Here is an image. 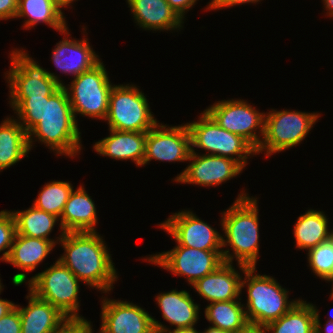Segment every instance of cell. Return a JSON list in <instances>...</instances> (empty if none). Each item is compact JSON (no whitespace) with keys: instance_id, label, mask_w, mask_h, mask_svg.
Returning a JSON list of instances; mask_svg holds the SVG:
<instances>
[{"instance_id":"6da1fadb","label":"cell","mask_w":333,"mask_h":333,"mask_svg":"<svg viewBox=\"0 0 333 333\" xmlns=\"http://www.w3.org/2000/svg\"><path fill=\"white\" fill-rule=\"evenodd\" d=\"M9 99L11 108L17 114L16 120L28 133L30 150L34 137L35 141L49 146L59 155L76 157L80 153L81 133L64 86L49 97Z\"/></svg>"},{"instance_id":"7a4b0ae2","label":"cell","mask_w":333,"mask_h":333,"mask_svg":"<svg viewBox=\"0 0 333 333\" xmlns=\"http://www.w3.org/2000/svg\"><path fill=\"white\" fill-rule=\"evenodd\" d=\"M64 253L58 259L83 283L103 293L118 279L105 241L96 232H65L59 241Z\"/></svg>"},{"instance_id":"3957f363","label":"cell","mask_w":333,"mask_h":333,"mask_svg":"<svg viewBox=\"0 0 333 333\" xmlns=\"http://www.w3.org/2000/svg\"><path fill=\"white\" fill-rule=\"evenodd\" d=\"M256 199L242 191L233 205L221 213V226L226 236L222 237V247L228 245L233 250V254L230 249L222 250L224 262L233 263L235 258L238 264L256 267L260 237Z\"/></svg>"},{"instance_id":"277c9868","label":"cell","mask_w":333,"mask_h":333,"mask_svg":"<svg viewBox=\"0 0 333 333\" xmlns=\"http://www.w3.org/2000/svg\"><path fill=\"white\" fill-rule=\"evenodd\" d=\"M245 274L241 280V289L247 287L246 319L250 327L263 328L288 312L300 299L288 300L287 289L273 277L254 273L256 267L237 264ZM247 309V310H246Z\"/></svg>"},{"instance_id":"5b68a950","label":"cell","mask_w":333,"mask_h":333,"mask_svg":"<svg viewBox=\"0 0 333 333\" xmlns=\"http://www.w3.org/2000/svg\"><path fill=\"white\" fill-rule=\"evenodd\" d=\"M79 282L59 259L28 280L29 291L58 308L68 318H82L79 310Z\"/></svg>"},{"instance_id":"8992f818","label":"cell","mask_w":333,"mask_h":333,"mask_svg":"<svg viewBox=\"0 0 333 333\" xmlns=\"http://www.w3.org/2000/svg\"><path fill=\"white\" fill-rule=\"evenodd\" d=\"M318 117L319 113L270 110L265 113L264 134L256 154L266 151V156L269 157L272 153L297 146L305 139Z\"/></svg>"},{"instance_id":"52a82bcc","label":"cell","mask_w":333,"mask_h":333,"mask_svg":"<svg viewBox=\"0 0 333 333\" xmlns=\"http://www.w3.org/2000/svg\"><path fill=\"white\" fill-rule=\"evenodd\" d=\"M67 90L71 108L77 114L105 120L108 113L110 93L114 85L109 80L103 62L73 78Z\"/></svg>"},{"instance_id":"ba28073f","label":"cell","mask_w":333,"mask_h":333,"mask_svg":"<svg viewBox=\"0 0 333 333\" xmlns=\"http://www.w3.org/2000/svg\"><path fill=\"white\" fill-rule=\"evenodd\" d=\"M149 107L146 96L134 84L114 85L105 121L109 129L148 132L158 123Z\"/></svg>"},{"instance_id":"9c48e42d","label":"cell","mask_w":333,"mask_h":333,"mask_svg":"<svg viewBox=\"0 0 333 333\" xmlns=\"http://www.w3.org/2000/svg\"><path fill=\"white\" fill-rule=\"evenodd\" d=\"M186 124L190 132L191 149L197 147L207 150V155L231 158L243 168L248 163L247 158L256 155V149L247 140L221 128L205 111L200 114L197 122Z\"/></svg>"},{"instance_id":"30bf717a","label":"cell","mask_w":333,"mask_h":333,"mask_svg":"<svg viewBox=\"0 0 333 333\" xmlns=\"http://www.w3.org/2000/svg\"><path fill=\"white\" fill-rule=\"evenodd\" d=\"M10 56L11 68L5 74L10 98L49 97L64 86L58 76L42 68L26 51L16 49Z\"/></svg>"},{"instance_id":"8fae6325","label":"cell","mask_w":333,"mask_h":333,"mask_svg":"<svg viewBox=\"0 0 333 333\" xmlns=\"http://www.w3.org/2000/svg\"><path fill=\"white\" fill-rule=\"evenodd\" d=\"M144 260L159 265L173 275L185 276L191 285L224 263L222 251H206L179 244L170 251L147 256Z\"/></svg>"},{"instance_id":"7c38bea8","label":"cell","mask_w":333,"mask_h":333,"mask_svg":"<svg viewBox=\"0 0 333 333\" xmlns=\"http://www.w3.org/2000/svg\"><path fill=\"white\" fill-rule=\"evenodd\" d=\"M204 111L221 128L242 136L255 149L259 147L264 134V112H258L255 107L241 99L221 100ZM257 129L260 132L257 133Z\"/></svg>"},{"instance_id":"4fadbf2b","label":"cell","mask_w":333,"mask_h":333,"mask_svg":"<svg viewBox=\"0 0 333 333\" xmlns=\"http://www.w3.org/2000/svg\"><path fill=\"white\" fill-rule=\"evenodd\" d=\"M158 226L168 232L179 245L206 251L223 250V236L191 210L174 213Z\"/></svg>"},{"instance_id":"5bb4252c","label":"cell","mask_w":333,"mask_h":333,"mask_svg":"<svg viewBox=\"0 0 333 333\" xmlns=\"http://www.w3.org/2000/svg\"><path fill=\"white\" fill-rule=\"evenodd\" d=\"M191 137L187 124L166 126L157 123L146 135L143 165L152 159L168 162L188 161Z\"/></svg>"},{"instance_id":"9a60e30c","label":"cell","mask_w":333,"mask_h":333,"mask_svg":"<svg viewBox=\"0 0 333 333\" xmlns=\"http://www.w3.org/2000/svg\"><path fill=\"white\" fill-rule=\"evenodd\" d=\"M188 161H191L190 164L173 181L203 187L217 186L236 177L244 169L236 160L216 155H200L194 149H191Z\"/></svg>"},{"instance_id":"2e32d148","label":"cell","mask_w":333,"mask_h":333,"mask_svg":"<svg viewBox=\"0 0 333 333\" xmlns=\"http://www.w3.org/2000/svg\"><path fill=\"white\" fill-rule=\"evenodd\" d=\"M99 333H156L152 316L128 301L102 297Z\"/></svg>"},{"instance_id":"e0dca14e","label":"cell","mask_w":333,"mask_h":333,"mask_svg":"<svg viewBox=\"0 0 333 333\" xmlns=\"http://www.w3.org/2000/svg\"><path fill=\"white\" fill-rule=\"evenodd\" d=\"M242 276L232 263L224 262L214 272L197 280L192 287L205 300L212 302L238 300Z\"/></svg>"},{"instance_id":"ac0fdd59","label":"cell","mask_w":333,"mask_h":333,"mask_svg":"<svg viewBox=\"0 0 333 333\" xmlns=\"http://www.w3.org/2000/svg\"><path fill=\"white\" fill-rule=\"evenodd\" d=\"M51 59L56 68L74 78L102 61L85 37L80 41L63 38L53 49Z\"/></svg>"},{"instance_id":"d6986e66","label":"cell","mask_w":333,"mask_h":333,"mask_svg":"<svg viewBox=\"0 0 333 333\" xmlns=\"http://www.w3.org/2000/svg\"><path fill=\"white\" fill-rule=\"evenodd\" d=\"M135 23L145 30H180L183 19L166 0H126ZM181 27V28H180Z\"/></svg>"},{"instance_id":"ffe728a7","label":"cell","mask_w":333,"mask_h":333,"mask_svg":"<svg viewBox=\"0 0 333 333\" xmlns=\"http://www.w3.org/2000/svg\"><path fill=\"white\" fill-rule=\"evenodd\" d=\"M110 130V136L93 145L94 150L115 160H132L142 166L147 132Z\"/></svg>"},{"instance_id":"44dd1931","label":"cell","mask_w":333,"mask_h":333,"mask_svg":"<svg viewBox=\"0 0 333 333\" xmlns=\"http://www.w3.org/2000/svg\"><path fill=\"white\" fill-rule=\"evenodd\" d=\"M59 220L60 230L64 232H96L95 203L83 185L72 190Z\"/></svg>"},{"instance_id":"7402d4cb","label":"cell","mask_w":333,"mask_h":333,"mask_svg":"<svg viewBox=\"0 0 333 333\" xmlns=\"http://www.w3.org/2000/svg\"><path fill=\"white\" fill-rule=\"evenodd\" d=\"M26 298L29 302L25 308L16 305L21 318V333H52L68 318L58 308L38 298L31 291Z\"/></svg>"},{"instance_id":"603a6c76","label":"cell","mask_w":333,"mask_h":333,"mask_svg":"<svg viewBox=\"0 0 333 333\" xmlns=\"http://www.w3.org/2000/svg\"><path fill=\"white\" fill-rule=\"evenodd\" d=\"M319 315L316 306L300 299L288 312L262 329L268 333H322Z\"/></svg>"},{"instance_id":"cb8c5ba5","label":"cell","mask_w":333,"mask_h":333,"mask_svg":"<svg viewBox=\"0 0 333 333\" xmlns=\"http://www.w3.org/2000/svg\"><path fill=\"white\" fill-rule=\"evenodd\" d=\"M162 317L175 329L193 327L199 319V305L194 303L189 292L173 289L156 296Z\"/></svg>"},{"instance_id":"d4e9b609","label":"cell","mask_w":333,"mask_h":333,"mask_svg":"<svg viewBox=\"0 0 333 333\" xmlns=\"http://www.w3.org/2000/svg\"><path fill=\"white\" fill-rule=\"evenodd\" d=\"M27 17L24 28L31 29L38 23H45L60 33L69 35L68 27L57 0H18L15 18Z\"/></svg>"},{"instance_id":"484cf974","label":"cell","mask_w":333,"mask_h":333,"mask_svg":"<svg viewBox=\"0 0 333 333\" xmlns=\"http://www.w3.org/2000/svg\"><path fill=\"white\" fill-rule=\"evenodd\" d=\"M50 240L16 234L7 263L24 272H32L54 249Z\"/></svg>"},{"instance_id":"4316f807","label":"cell","mask_w":333,"mask_h":333,"mask_svg":"<svg viewBox=\"0 0 333 333\" xmlns=\"http://www.w3.org/2000/svg\"><path fill=\"white\" fill-rule=\"evenodd\" d=\"M30 151L28 133L13 118H6L0 125V171L11 167Z\"/></svg>"},{"instance_id":"83f0119b","label":"cell","mask_w":333,"mask_h":333,"mask_svg":"<svg viewBox=\"0 0 333 333\" xmlns=\"http://www.w3.org/2000/svg\"><path fill=\"white\" fill-rule=\"evenodd\" d=\"M328 218L323 211L309 209L300 215L294 226L296 247L310 250L330 239Z\"/></svg>"},{"instance_id":"f1b7e54d","label":"cell","mask_w":333,"mask_h":333,"mask_svg":"<svg viewBox=\"0 0 333 333\" xmlns=\"http://www.w3.org/2000/svg\"><path fill=\"white\" fill-rule=\"evenodd\" d=\"M241 299L231 301L212 302L204 310L205 318L213 327L229 333H242L249 327L244 305Z\"/></svg>"},{"instance_id":"f546056e","label":"cell","mask_w":333,"mask_h":333,"mask_svg":"<svg viewBox=\"0 0 333 333\" xmlns=\"http://www.w3.org/2000/svg\"><path fill=\"white\" fill-rule=\"evenodd\" d=\"M11 213L16 224V234L50 240L54 244H59L58 242L62 239L65 233L64 231H61V234L57 237L58 240L56 241L49 238V235L56 222L59 221V218L36 208L34 205L27 210L12 211Z\"/></svg>"},{"instance_id":"4dcf8cb0","label":"cell","mask_w":333,"mask_h":333,"mask_svg":"<svg viewBox=\"0 0 333 333\" xmlns=\"http://www.w3.org/2000/svg\"><path fill=\"white\" fill-rule=\"evenodd\" d=\"M73 190V186L65 181H52L46 183L35 199L33 205L60 219L65 204Z\"/></svg>"},{"instance_id":"1f68e13d","label":"cell","mask_w":333,"mask_h":333,"mask_svg":"<svg viewBox=\"0 0 333 333\" xmlns=\"http://www.w3.org/2000/svg\"><path fill=\"white\" fill-rule=\"evenodd\" d=\"M310 270L322 280L328 281L333 277V241L328 239L308 250Z\"/></svg>"},{"instance_id":"d6a6232c","label":"cell","mask_w":333,"mask_h":333,"mask_svg":"<svg viewBox=\"0 0 333 333\" xmlns=\"http://www.w3.org/2000/svg\"><path fill=\"white\" fill-rule=\"evenodd\" d=\"M16 233V224L11 211H0V253L7 249L2 253L1 261L7 262Z\"/></svg>"},{"instance_id":"836d02e7","label":"cell","mask_w":333,"mask_h":333,"mask_svg":"<svg viewBox=\"0 0 333 333\" xmlns=\"http://www.w3.org/2000/svg\"><path fill=\"white\" fill-rule=\"evenodd\" d=\"M52 333H94L92 325L84 317L67 318Z\"/></svg>"},{"instance_id":"e575fe53","label":"cell","mask_w":333,"mask_h":333,"mask_svg":"<svg viewBox=\"0 0 333 333\" xmlns=\"http://www.w3.org/2000/svg\"><path fill=\"white\" fill-rule=\"evenodd\" d=\"M0 333H21V318L17 307L0 318Z\"/></svg>"},{"instance_id":"d590c367","label":"cell","mask_w":333,"mask_h":333,"mask_svg":"<svg viewBox=\"0 0 333 333\" xmlns=\"http://www.w3.org/2000/svg\"><path fill=\"white\" fill-rule=\"evenodd\" d=\"M18 0H0V20H8L16 17Z\"/></svg>"},{"instance_id":"8d00e7d4","label":"cell","mask_w":333,"mask_h":333,"mask_svg":"<svg viewBox=\"0 0 333 333\" xmlns=\"http://www.w3.org/2000/svg\"><path fill=\"white\" fill-rule=\"evenodd\" d=\"M260 0H211L209 5L206 7L208 10L223 9L226 7H233L235 5H242L245 3H257Z\"/></svg>"},{"instance_id":"74e56055","label":"cell","mask_w":333,"mask_h":333,"mask_svg":"<svg viewBox=\"0 0 333 333\" xmlns=\"http://www.w3.org/2000/svg\"><path fill=\"white\" fill-rule=\"evenodd\" d=\"M170 7L184 20L185 12L193 7L197 0H166Z\"/></svg>"},{"instance_id":"f35d334b","label":"cell","mask_w":333,"mask_h":333,"mask_svg":"<svg viewBox=\"0 0 333 333\" xmlns=\"http://www.w3.org/2000/svg\"><path fill=\"white\" fill-rule=\"evenodd\" d=\"M152 322L156 333H201L198 332L194 326L171 330L164 326L161 322L155 320L153 317Z\"/></svg>"},{"instance_id":"ab89813d","label":"cell","mask_w":333,"mask_h":333,"mask_svg":"<svg viewBox=\"0 0 333 333\" xmlns=\"http://www.w3.org/2000/svg\"><path fill=\"white\" fill-rule=\"evenodd\" d=\"M3 287L0 289V293ZM16 307L12 301H8L5 299L0 298V318L7 315L10 311H12Z\"/></svg>"},{"instance_id":"60d3db41","label":"cell","mask_w":333,"mask_h":333,"mask_svg":"<svg viewBox=\"0 0 333 333\" xmlns=\"http://www.w3.org/2000/svg\"><path fill=\"white\" fill-rule=\"evenodd\" d=\"M324 8L327 11V16L332 17L333 16V0H323Z\"/></svg>"},{"instance_id":"b9f144b4","label":"cell","mask_w":333,"mask_h":333,"mask_svg":"<svg viewBox=\"0 0 333 333\" xmlns=\"http://www.w3.org/2000/svg\"><path fill=\"white\" fill-rule=\"evenodd\" d=\"M328 318L329 319L328 321H326L325 327H323L325 330L324 333H333V316H331V318L330 317Z\"/></svg>"},{"instance_id":"7bdbcfd3","label":"cell","mask_w":333,"mask_h":333,"mask_svg":"<svg viewBox=\"0 0 333 333\" xmlns=\"http://www.w3.org/2000/svg\"><path fill=\"white\" fill-rule=\"evenodd\" d=\"M201 333H229V332L223 331L213 326H209L208 329H205V331Z\"/></svg>"},{"instance_id":"ee69618b","label":"cell","mask_w":333,"mask_h":333,"mask_svg":"<svg viewBox=\"0 0 333 333\" xmlns=\"http://www.w3.org/2000/svg\"><path fill=\"white\" fill-rule=\"evenodd\" d=\"M74 1H76V0H57V3L61 9V8H66L67 6L71 5V3Z\"/></svg>"},{"instance_id":"f6af8a7d","label":"cell","mask_w":333,"mask_h":333,"mask_svg":"<svg viewBox=\"0 0 333 333\" xmlns=\"http://www.w3.org/2000/svg\"><path fill=\"white\" fill-rule=\"evenodd\" d=\"M242 333H266L262 328L249 327L245 332Z\"/></svg>"},{"instance_id":"bcb514c9","label":"cell","mask_w":333,"mask_h":333,"mask_svg":"<svg viewBox=\"0 0 333 333\" xmlns=\"http://www.w3.org/2000/svg\"><path fill=\"white\" fill-rule=\"evenodd\" d=\"M328 281L333 282V277H331ZM330 296H331L330 298L333 299V287H332V292H331Z\"/></svg>"},{"instance_id":"7dc6e473","label":"cell","mask_w":333,"mask_h":333,"mask_svg":"<svg viewBox=\"0 0 333 333\" xmlns=\"http://www.w3.org/2000/svg\"><path fill=\"white\" fill-rule=\"evenodd\" d=\"M330 239L333 241V230H331Z\"/></svg>"},{"instance_id":"c3c4849f","label":"cell","mask_w":333,"mask_h":333,"mask_svg":"<svg viewBox=\"0 0 333 333\" xmlns=\"http://www.w3.org/2000/svg\"><path fill=\"white\" fill-rule=\"evenodd\" d=\"M3 286H2V283H1V279H0V289L2 288Z\"/></svg>"}]
</instances>
